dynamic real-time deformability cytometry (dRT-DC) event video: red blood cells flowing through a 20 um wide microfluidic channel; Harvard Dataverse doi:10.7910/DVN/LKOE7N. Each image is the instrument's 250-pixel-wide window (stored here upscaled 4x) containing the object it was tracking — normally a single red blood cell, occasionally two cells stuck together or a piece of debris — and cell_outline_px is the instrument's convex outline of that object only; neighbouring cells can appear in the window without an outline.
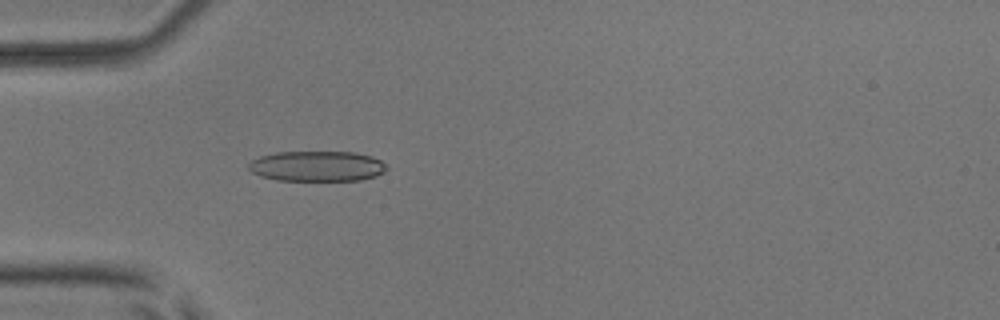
{"species": "common noctule bat (a hibernating species)", "species_latin": "Nyctalus noctula", "temperature_condition": "room temperature", "stored_images_in_passage": 52, "camera_frame_rate_fps": 3000, "um_per_image_px": 0.085, "animal": {"sex": "male", "body_mass_g": 17.9, "forearm_length_mm": 54.2}, "frame": {"image": 1, "passage_image": 15, "time_ms": 4.667, "image_size_px": [1000, 320], "cell_outline_px": [[388, 168], [384, 172], [376, 176], [360, 180], [276, 180], [260, 176], [252, 172], [248, 168], [248, 164], [252, 160], [260, 156], [276, 152], [356, 152], [372, 156], [380, 160]], "centroid_in_image_um": [26.95, 14.12], "position_along_channel_um": 58.1, "area_um2": 24.45}}
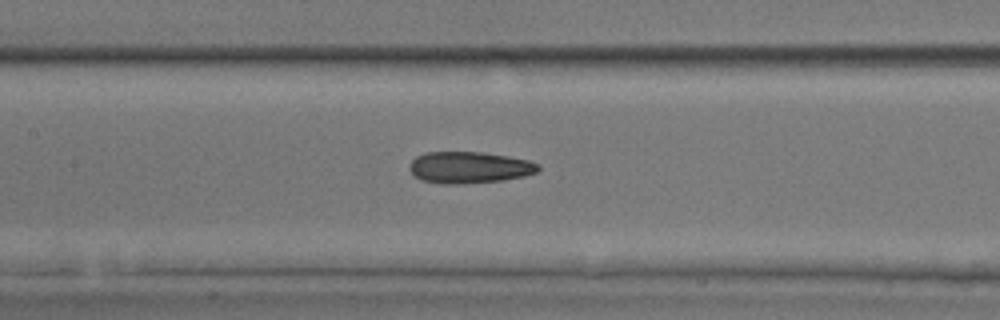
{"frame": {"image": 2, "passage_image": 24, "time_ms": 7.667, "image_size_px": [1000, 320], "cell_outline_px": [[540, 168], [536, 172], [524, 176], [504, 180], [456, 184], [444, 184], [424, 180], [412, 176], [408, 168], [408, 164], [416, 156], [424, 152], [480, 152], [508, 156], [528, 160], [540, 164]], "centroid_in_image_um": [39.85, 14.23], "position_along_channel_um": 167.5, "area_um2": 23.81}}
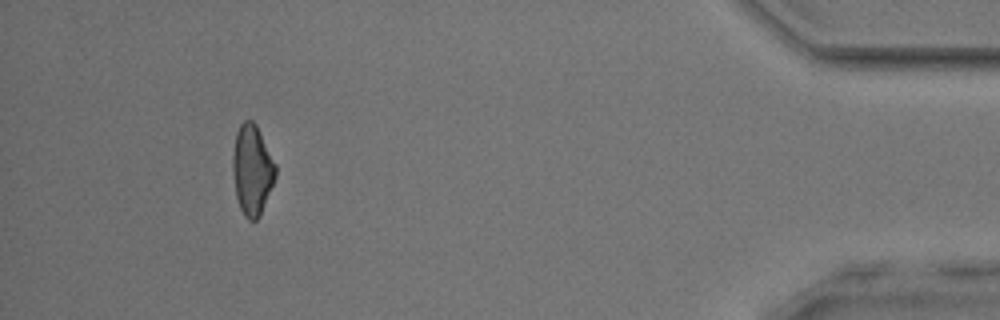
{"frame": {"image": 3, "passage_image": 48, "time_ms": 15.667, "image_size_px": [1000, 320], "cell_outline_px": [[276, 176], [260, 216], [256, 220], [248, 220], [244, 216], [240, 208], [236, 196], [232, 172], [232, 156], [236, 132], [240, 124], [244, 120], [252, 120], [256, 124], [276, 164]], "centroid_in_image_um": [21.42, 14.44], "position_along_channel_um": 413.8, "area_um2": 22.6}, "authors_computed_cell_mechanics": {"area_um2": 23.7558, "velocity_mm_per_s": 3.8459, "shape_relaxation_time_tau1_ms": null, "shape_relaxation_time_tau2_ms": 3.0588, "deformation_change_tau1": null, "deformation_change_tau2": 0.1181}}